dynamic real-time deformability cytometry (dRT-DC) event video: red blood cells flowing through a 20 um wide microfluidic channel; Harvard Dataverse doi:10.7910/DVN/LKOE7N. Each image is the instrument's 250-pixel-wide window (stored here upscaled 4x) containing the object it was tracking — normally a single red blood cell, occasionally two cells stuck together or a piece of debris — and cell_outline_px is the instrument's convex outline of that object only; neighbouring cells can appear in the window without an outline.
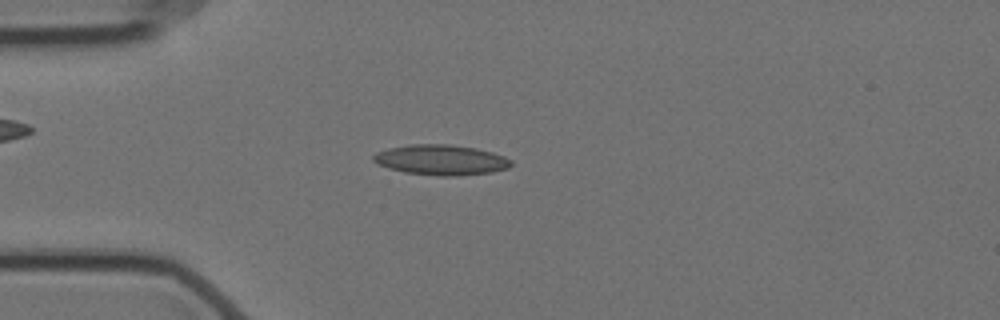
{"species": "Egyptian fruit bat (a non-hibernating species)", "species_latin": "Rousettus aegyptiacus", "temperature_condition": "cold", "stored_images_in_passage": 56, "camera_frame_rate_fps": 3000, "um_per_image_px": 0.085, "animal": {"sex": "female"}, "frame": {"image": 1, "passage_image": 14, "time_ms": 4.333, "image_size_px": [1000, 320], "cell_outline_px": [[512, 164], [504, 168], [484, 172], [408, 172], [392, 168], [380, 164], [376, 160], [376, 156], [380, 152], [396, 148], [428, 144], [472, 148], [488, 152], [500, 156], [508, 160]], "centroid_in_image_um": [37.49, 13.55], "position_along_channel_um": 47.5, "area_um2": 20.87}}
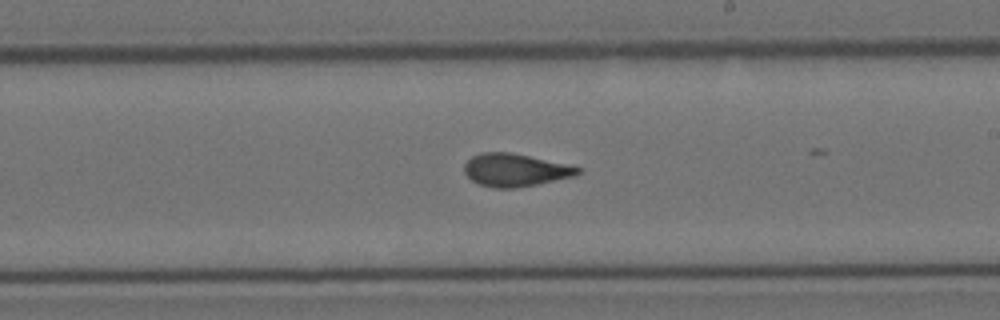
{"frame": {"image": 2, "passage_image": 32, "time_ms": 10.333, "image_size_px": [1000, 320], "cell_outline_px": [[580, 172], [532, 184], [484, 184], [472, 180], [468, 176], [464, 168], [468, 160], [476, 156], [488, 152], [504, 152], [524, 156], [580, 168]], "centroid_in_image_um": [43.7, 14.39], "position_along_channel_um": 245.3, "area_um2": 18.84}}
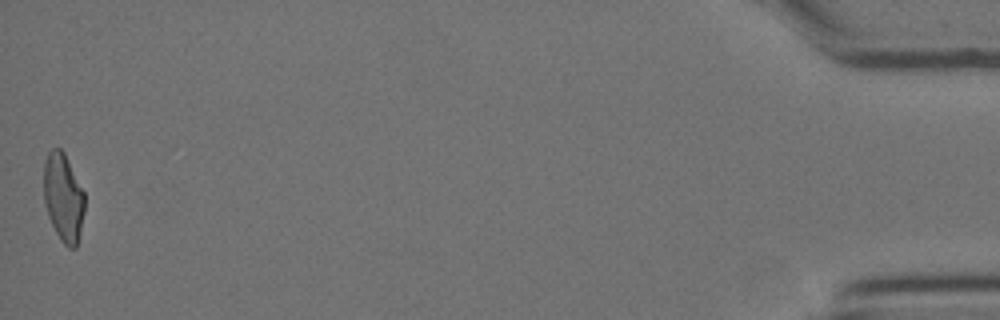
{"frame": {"image": 3, "passage_image": 56, "time_ms": 18.333, "image_size_px": [1000, 320], "cell_outline_px": [[84, 208], [76, 248], [72, 248], [64, 244], [56, 232], [52, 224], [48, 212], [44, 196], [44, 168], [48, 156], [56, 148], [60, 148], [64, 152], [84, 192]], "centroid_in_image_um": [5.4, 16.79], "position_along_channel_um": 429.8, "area_um2": 20.17}, "authors_computed_cell_mechanics": {"area_um2": 19.8254, "velocity_mm_per_s": 3.5177, "shape_relaxation_time_tau1_ms": null, "shape_relaxation_time_tau2_ms": 1.9292, "deformation_change_tau1": null, "deformation_change_tau2": 0.0953}}